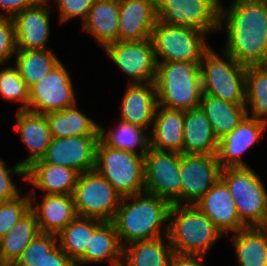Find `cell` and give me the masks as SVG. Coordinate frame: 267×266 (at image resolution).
Masks as SVG:
<instances>
[{
	"instance_id": "74e56055",
	"label": "cell",
	"mask_w": 267,
	"mask_h": 266,
	"mask_svg": "<svg viewBox=\"0 0 267 266\" xmlns=\"http://www.w3.org/2000/svg\"><path fill=\"white\" fill-rule=\"evenodd\" d=\"M58 245L57 235L39 233L14 263L15 266H40L46 255Z\"/></svg>"
},
{
	"instance_id": "4fadbf2b",
	"label": "cell",
	"mask_w": 267,
	"mask_h": 266,
	"mask_svg": "<svg viewBox=\"0 0 267 266\" xmlns=\"http://www.w3.org/2000/svg\"><path fill=\"white\" fill-rule=\"evenodd\" d=\"M103 50L129 79L127 84L155 81L157 61L151 38L141 41H115Z\"/></svg>"
},
{
	"instance_id": "cb8c5ba5",
	"label": "cell",
	"mask_w": 267,
	"mask_h": 266,
	"mask_svg": "<svg viewBox=\"0 0 267 266\" xmlns=\"http://www.w3.org/2000/svg\"><path fill=\"white\" fill-rule=\"evenodd\" d=\"M184 110L157 107L149 131V147L183 154Z\"/></svg>"
},
{
	"instance_id": "bcb514c9",
	"label": "cell",
	"mask_w": 267,
	"mask_h": 266,
	"mask_svg": "<svg viewBox=\"0 0 267 266\" xmlns=\"http://www.w3.org/2000/svg\"><path fill=\"white\" fill-rule=\"evenodd\" d=\"M0 266H15V265L12 262H6V261L0 260Z\"/></svg>"
},
{
	"instance_id": "7c38bea8",
	"label": "cell",
	"mask_w": 267,
	"mask_h": 266,
	"mask_svg": "<svg viewBox=\"0 0 267 266\" xmlns=\"http://www.w3.org/2000/svg\"><path fill=\"white\" fill-rule=\"evenodd\" d=\"M180 154L148 147L144 155V192L181 204Z\"/></svg>"
},
{
	"instance_id": "ac0fdd59",
	"label": "cell",
	"mask_w": 267,
	"mask_h": 266,
	"mask_svg": "<svg viewBox=\"0 0 267 266\" xmlns=\"http://www.w3.org/2000/svg\"><path fill=\"white\" fill-rule=\"evenodd\" d=\"M28 193L30 210L36 217L40 233L57 235L78 216L73 195Z\"/></svg>"
},
{
	"instance_id": "f6af8a7d",
	"label": "cell",
	"mask_w": 267,
	"mask_h": 266,
	"mask_svg": "<svg viewBox=\"0 0 267 266\" xmlns=\"http://www.w3.org/2000/svg\"><path fill=\"white\" fill-rule=\"evenodd\" d=\"M205 256L202 255H181L174 253L169 266H206Z\"/></svg>"
},
{
	"instance_id": "ba28073f",
	"label": "cell",
	"mask_w": 267,
	"mask_h": 266,
	"mask_svg": "<svg viewBox=\"0 0 267 266\" xmlns=\"http://www.w3.org/2000/svg\"><path fill=\"white\" fill-rule=\"evenodd\" d=\"M207 37L203 31L157 20L151 34L156 61L201 62L211 47Z\"/></svg>"
},
{
	"instance_id": "4dcf8cb0",
	"label": "cell",
	"mask_w": 267,
	"mask_h": 266,
	"mask_svg": "<svg viewBox=\"0 0 267 266\" xmlns=\"http://www.w3.org/2000/svg\"><path fill=\"white\" fill-rule=\"evenodd\" d=\"M77 105L46 114L53 138L100 135V124L80 111Z\"/></svg>"
},
{
	"instance_id": "836d02e7",
	"label": "cell",
	"mask_w": 267,
	"mask_h": 266,
	"mask_svg": "<svg viewBox=\"0 0 267 266\" xmlns=\"http://www.w3.org/2000/svg\"><path fill=\"white\" fill-rule=\"evenodd\" d=\"M102 222L95 218L77 216L57 234L59 247L76 262L85 253L93 231Z\"/></svg>"
},
{
	"instance_id": "ab89813d",
	"label": "cell",
	"mask_w": 267,
	"mask_h": 266,
	"mask_svg": "<svg viewBox=\"0 0 267 266\" xmlns=\"http://www.w3.org/2000/svg\"><path fill=\"white\" fill-rule=\"evenodd\" d=\"M3 159L0 158V203L13 200L23 193V186L17 187L13 176L23 177L22 181H26V170L19 163L7 167Z\"/></svg>"
},
{
	"instance_id": "3957f363",
	"label": "cell",
	"mask_w": 267,
	"mask_h": 266,
	"mask_svg": "<svg viewBox=\"0 0 267 266\" xmlns=\"http://www.w3.org/2000/svg\"><path fill=\"white\" fill-rule=\"evenodd\" d=\"M167 236L174 253L205 257L224 237L215 224L192 204H172Z\"/></svg>"
},
{
	"instance_id": "7402d4cb",
	"label": "cell",
	"mask_w": 267,
	"mask_h": 266,
	"mask_svg": "<svg viewBox=\"0 0 267 266\" xmlns=\"http://www.w3.org/2000/svg\"><path fill=\"white\" fill-rule=\"evenodd\" d=\"M120 101L119 120L137 125L148 133L158 107L154 82L127 84Z\"/></svg>"
},
{
	"instance_id": "9a60e30c",
	"label": "cell",
	"mask_w": 267,
	"mask_h": 266,
	"mask_svg": "<svg viewBox=\"0 0 267 266\" xmlns=\"http://www.w3.org/2000/svg\"><path fill=\"white\" fill-rule=\"evenodd\" d=\"M100 135L71 136L51 139L42 160L84 173L95 169Z\"/></svg>"
},
{
	"instance_id": "603a6c76",
	"label": "cell",
	"mask_w": 267,
	"mask_h": 266,
	"mask_svg": "<svg viewBox=\"0 0 267 266\" xmlns=\"http://www.w3.org/2000/svg\"><path fill=\"white\" fill-rule=\"evenodd\" d=\"M79 174L74 169L47 163L41 159L26 169L25 183L32 187L29 192L73 195Z\"/></svg>"
},
{
	"instance_id": "1f68e13d",
	"label": "cell",
	"mask_w": 267,
	"mask_h": 266,
	"mask_svg": "<svg viewBox=\"0 0 267 266\" xmlns=\"http://www.w3.org/2000/svg\"><path fill=\"white\" fill-rule=\"evenodd\" d=\"M108 129L110 130L102 124L99 125L100 140L105 145L138 155L146 154L149 147V134L145 129L122 120Z\"/></svg>"
},
{
	"instance_id": "e575fe53",
	"label": "cell",
	"mask_w": 267,
	"mask_h": 266,
	"mask_svg": "<svg viewBox=\"0 0 267 266\" xmlns=\"http://www.w3.org/2000/svg\"><path fill=\"white\" fill-rule=\"evenodd\" d=\"M13 63L28 88L37 84L60 61L52 49L17 50Z\"/></svg>"
},
{
	"instance_id": "ffe728a7",
	"label": "cell",
	"mask_w": 267,
	"mask_h": 266,
	"mask_svg": "<svg viewBox=\"0 0 267 266\" xmlns=\"http://www.w3.org/2000/svg\"><path fill=\"white\" fill-rule=\"evenodd\" d=\"M117 41L150 39L157 22L155 0H119Z\"/></svg>"
},
{
	"instance_id": "5b68a950",
	"label": "cell",
	"mask_w": 267,
	"mask_h": 266,
	"mask_svg": "<svg viewBox=\"0 0 267 266\" xmlns=\"http://www.w3.org/2000/svg\"><path fill=\"white\" fill-rule=\"evenodd\" d=\"M219 53L210 47L200 62L203 93L233 104H245L246 66L223 50Z\"/></svg>"
},
{
	"instance_id": "c3c4849f",
	"label": "cell",
	"mask_w": 267,
	"mask_h": 266,
	"mask_svg": "<svg viewBox=\"0 0 267 266\" xmlns=\"http://www.w3.org/2000/svg\"><path fill=\"white\" fill-rule=\"evenodd\" d=\"M264 67L267 69V59H266V61L264 62Z\"/></svg>"
},
{
	"instance_id": "6da1fadb",
	"label": "cell",
	"mask_w": 267,
	"mask_h": 266,
	"mask_svg": "<svg viewBox=\"0 0 267 266\" xmlns=\"http://www.w3.org/2000/svg\"><path fill=\"white\" fill-rule=\"evenodd\" d=\"M226 30L223 51L244 66L267 59V0L220 1L219 32Z\"/></svg>"
},
{
	"instance_id": "d6a6232c",
	"label": "cell",
	"mask_w": 267,
	"mask_h": 266,
	"mask_svg": "<svg viewBox=\"0 0 267 266\" xmlns=\"http://www.w3.org/2000/svg\"><path fill=\"white\" fill-rule=\"evenodd\" d=\"M39 233L36 217L30 210L0 239V260L15 263Z\"/></svg>"
},
{
	"instance_id": "f35d334b",
	"label": "cell",
	"mask_w": 267,
	"mask_h": 266,
	"mask_svg": "<svg viewBox=\"0 0 267 266\" xmlns=\"http://www.w3.org/2000/svg\"><path fill=\"white\" fill-rule=\"evenodd\" d=\"M30 211V196L21 194L17 198L0 203V239Z\"/></svg>"
},
{
	"instance_id": "d4e9b609",
	"label": "cell",
	"mask_w": 267,
	"mask_h": 266,
	"mask_svg": "<svg viewBox=\"0 0 267 266\" xmlns=\"http://www.w3.org/2000/svg\"><path fill=\"white\" fill-rule=\"evenodd\" d=\"M123 246L112 221H103L92 233L85 253L75 262L76 266L109 263L121 266Z\"/></svg>"
},
{
	"instance_id": "277c9868",
	"label": "cell",
	"mask_w": 267,
	"mask_h": 266,
	"mask_svg": "<svg viewBox=\"0 0 267 266\" xmlns=\"http://www.w3.org/2000/svg\"><path fill=\"white\" fill-rule=\"evenodd\" d=\"M154 84L159 106L184 111L200 107V62L157 61Z\"/></svg>"
},
{
	"instance_id": "8d00e7d4",
	"label": "cell",
	"mask_w": 267,
	"mask_h": 266,
	"mask_svg": "<svg viewBox=\"0 0 267 266\" xmlns=\"http://www.w3.org/2000/svg\"><path fill=\"white\" fill-rule=\"evenodd\" d=\"M2 65L5 66L2 68ZM0 96L2 100L17 102V111L27 110L29 106V88L26 82L21 78L17 67H6V64H0Z\"/></svg>"
},
{
	"instance_id": "484cf974",
	"label": "cell",
	"mask_w": 267,
	"mask_h": 266,
	"mask_svg": "<svg viewBox=\"0 0 267 266\" xmlns=\"http://www.w3.org/2000/svg\"><path fill=\"white\" fill-rule=\"evenodd\" d=\"M219 141L204 111H185L183 125V154L217 155Z\"/></svg>"
},
{
	"instance_id": "d590c367",
	"label": "cell",
	"mask_w": 267,
	"mask_h": 266,
	"mask_svg": "<svg viewBox=\"0 0 267 266\" xmlns=\"http://www.w3.org/2000/svg\"><path fill=\"white\" fill-rule=\"evenodd\" d=\"M245 88L248 116L267 123V69L264 65L246 66Z\"/></svg>"
},
{
	"instance_id": "e0dca14e",
	"label": "cell",
	"mask_w": 267,
	"mask_h": 266,
	"mask_svg": "<svg viewBox=\"0 0 267 266\" xmlns=\"http://www.w3.org/2000/svg\"><path fill=\"white\" fill-rule=\"evenodd\" d=\"M266 129V122L247 115L232 132L219 140L217 158L220 167H250L242 156L261 141Z\"/></svg>"
},
{
	"instance_id": "2e32d148",
	"label": "cell",
	"mask_w": 267,
	"mask_h": 266,
	"mask_svg": "<svg viewBox=\"0 0 267 266\" xmlns=\"http://www.w3.org/2000/svg\"><path fill=\"white\" fill-rule=\"evenodd\" d=\"M49 1V2H48ZM50 0H40L13 17L17 50H43L50 38Z\"/></svg>"
},
{
	"instance_id": "8fae6325",
	"label": "cell",
	"mask_w": 267,
	"mask_h": 266,
	"mask_svg": "<svg viewBox=\"0 0 267 266\" xmlns=\"http://www.w3.org/2000/svg\"><path fill=\"white\" fill-rule=\"evenodd\" d=\"M72 75L59 61L37 84L29 88L28 111L48 114L78 104Z\"/></svg>"
},
{
	"instance_id": "f546056e",
	"label": "cell",
	"mask_w": 267,
	"mask_h": 266,
	"mask_svg": "<svg viewBox=\"0 0 267 266\" xmlns=\"http://www.w3.org/2000/svg\"><path fill=\"white\" fill-rule=\"evenodd\" d=\"M173 254L168 236L135 241L123 247L121 266H169Z\"/></svg>"
},
{
	"instance_id": "52a82bcc",
	"label": "cell",
	"mask_w": 267,
	"mask_h": 266,
	"mask_svg": "<svg viewBox=\"0 0 267 266\" xmlns=\"http://www.w3.org/2000/svg\"><path fill=\"white\" fill-rule=\"evenodd\" d=\"M95 170L122 196L144 192V156L105 145L99 140Z\"/></svg>"
},
{
	"instance_id": "d6986e66",
	"label": "cell",
	"mask_w": 267,
	"mask_h": 266,
	"mask_svg": "<svg viewBox=\"0 0 267 266\" xmlns=\"http://www.w3.org/2000/svg\"><path fill=\"white\" fill-rule=\"evenodd\" d=\"M194 205L215 224L224 236L245 228L237 214L235 200L221 179Z\"/></svg>"
},
{
	"instance_id": "5bb4252c",
	"label": "cell",
	"mask_w": 267,
	"mask_h": 266,
	"mask_svg": "<svg viewBox=\"0 0 267 266\" xmlns=\"http://www.w3.org/2000/svg\"><path fill=\"white\" fill-rule=\"evenodd\" d=\"M217 155L180 154L181 204L194 205L219 179Z\"/></svg>"
},
{
	"instance_id": "7dc6e473",
	"label": "cell",
	"mask_w": 267,
	"mask_h": 266,
	"mask_svg": "<svg viewBox=\"0 0 267 266\" xmlns=\"http://www.w3.org/2000/svg\"><path fill=\"white\" fill-rule=\"evenodd\" d=\"M264 228H267V214H266V220L264 222V225H263Z\"/></svg>"
},
{
	"instance_id": "b9f144b4",
	"label": "cell",
	"mask_w": 267,
	"mask_h": 266,
	"mask_svg": "<svg viewBox=\"0 0 267 266\" xmlns=\"http://www.w3.org/2000/svg\"><path fill=\"white\" fill-rule=\"evenodd\" d=\"M17 52L13 17H0V64H10Z\"/></svg>"
},
{
	"instance_id": "7bdbcfd3",
	"label": "cell",
	"mask_w": 267,
	"mask_h": 266,
	"mask_svg": "<svg viewBox=\"0 0 267 266\" xmlns=\"http://www.w3.org/2000/svg\"><path fill=\"white\" fill-rule=\"evenodd\" d=\"M40 0H0V17H14Z\"/></svg>"
},
{
	"instance_id": "f1b7e54d",
	"label": "cell",
	"mask_w": 267,
	"mask_h": 266,
	"mask_svg": "<svg viewBox=\"0 0 267 266\" xmlns=\"http://www.w3.org/2000/svg\"><path fill=\"white\" fill-rule=\"evenodd\" d=\"M230 237L236 266H267V228L245 227Z\"/></svg>"
},
{
	"instance_id": "4316f807",
	"label": "cell",
	"mask_w": 267,
	"mask_h": 266,
	"mask_svg": "<svg viewBox=\"0 0 267 266\" xmlns=\"http://www.w3.org/2000/svg\"><path fill=\"white\" fill-rule=\"evenodd\" d=\"M119 13V0H95L82 30L104 49L117 41Z\"/></svg>"
},
{
	"instance_id": "44dd1931",
	"label": "cell",
	"mask_w": 267,
	"mask_h": 266,
	"mask_svg": "<svg viewBox=\"0 0 267 266\" xmlns=\"http://www.w3.org/2000/svg\"><path fill=\"white\" fill-rule=\"evenodd\" d=\"M15 115L14 130L19 133L21 143L30 153L18 162L26 170L34 162L44 157L52 136L45 114L21 110L16 111Z\"/></svg>"
},
{
	"instance_id": "60d3db41",
	"label": "cell",
	"mask_w": 267,
	"mask_h": 266,
	"mask_svg": "<svg viewBox=\"0 0 267 266\" xmlns=\"http://www.w3.org/2000/svg\"><path fill=\"white\" fill-rule=\"evenodd\" d=\"M58 9L59 24L67 23L70 20L80 18L81 24L87 19L89 11L95 0H52Z\"/></svg>"
},
{
	"instance_id": "ee69618b",
	"label": "cell",
	"mask_w": 267,
	"mask_h": 266,
	"mask_svg": "<svg viewBox=\"0 0 267 266\" xmlns=\"http://www.w3.org/2000/svg\"><path fill=\"white\" fill-rule=\"evenodd\" d=\"M40 266H76V263L57 245L46 255Z\"/></svg>"
},
{
	"instance_id": "8992f818",
	"label": "cell",
	"mask_w": 267,
	"mask_h": 266,
	"mask_svg": "<svg viewBox=\"0 0 267 266\" xmlns=\"http://www.w3.org/2000/svg\"><path fill=\"white\" fill-rule=\"evenodd\" d=\"M220 179L235 200L237 214L245 227H263L267 214L265 182L252 167L222 168Z\"/></svg>"
},
{
	"instance_id": "30bf717a",
	"label": "cell",
	"mask_w": 267,
	"mask_h": 266,
	"mask_svg": "<svg viewBox=\"0 0 267 266\" xmlns=\"http://www.w3.org/2000/svg\"><path fill=\"white\" fill-rule=\"evenodd\" d=\"M221 0H155L157 19L171 26L189 27L209 37L219 31Z\"/></svg>"
},
{
	"instance_id": "83f0119b",
	"label": "cell",
	"mask_w": 267,
	"mask_h": 266,
	"mask_svg": "<svg viewBox=\"0 0 267 266\" xmlns=\"http://www.w3.org/2000/svg\"><path fill=\"white\" fill-rule=\"evenodd\" d=\"M200 108L211 123L218 141L232 132L248 115L245 104H233L205 93L202 94Z\"/></svg>"
},
{
	"instance_id": "9c48e42d",
	"label": "cell",
	"mask_w": 267,
	"mask_h": 266,
	"mask_svg": "<svg viewBox=\"0 0 267 266\" xmlns=\"http://www.w3.org/2000/svg\"><path fill=\"white\" fill-rule=\"evenodd\" d=\"M122 196L95 169L79 174L73 192L77 215L113 221Z\"/></svg>"
},
{
	"instance_id": "7a4b0ae2",
	"label": "cell",
	"mask_w": 267,
	"mask_h": 266,
	"mask_svg": "<svg viewBox=\"0 0 267 266\" xmlns=\"http://www.w3.org/2000/svg\"><path fill=\"white\" fill-rule=\"evenodd\" d=\"M171 206L146 192L122 197L112 221L121 245L167 236Z\"/></svg>"
}]
</instances>
